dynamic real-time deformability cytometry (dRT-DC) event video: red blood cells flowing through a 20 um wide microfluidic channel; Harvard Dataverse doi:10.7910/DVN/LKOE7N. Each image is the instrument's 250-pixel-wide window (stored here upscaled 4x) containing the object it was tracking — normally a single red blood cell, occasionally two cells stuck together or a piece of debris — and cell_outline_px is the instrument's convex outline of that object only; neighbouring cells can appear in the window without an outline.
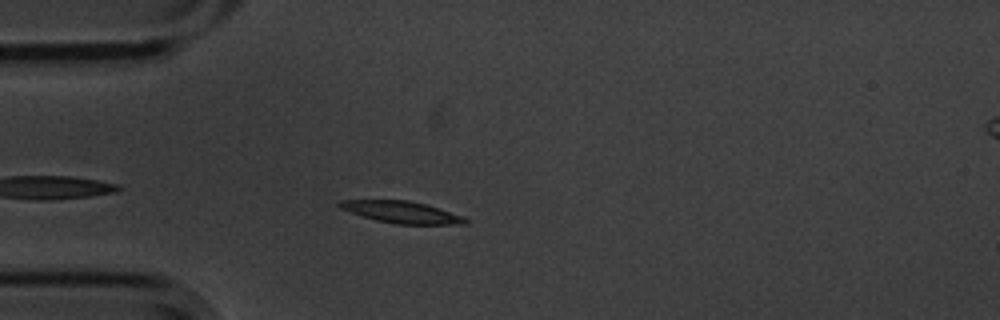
{"species": "common noctule bat (a hibernating species)", "species_latin": "Nyctalus noctula", "temperature_condition": "cold", "stored_images_in_passage": 36, "camera_frame_rate_fps": 3000, "um_per_image_px": 0.085, "animal": {"sex": "male", "body_mass_g": 20.1, "forearm_length_mm": 53.5}, "frame": {"image": 1, "passage_image": 5, "time_ms": 1.333, "image_size_px": [1000, 320], "cell_outline_px": [[468, 224], [396, 224], [376, 220], [360, 216], [340, 208], [336, 204], [340, 200], [408, 200], [424, 204], [460, 216], [468, 220]], "centroid_in_image_um": [34.05, 18.03], "position_along_channel_um": 51.0, "area_um2": 15.72}}
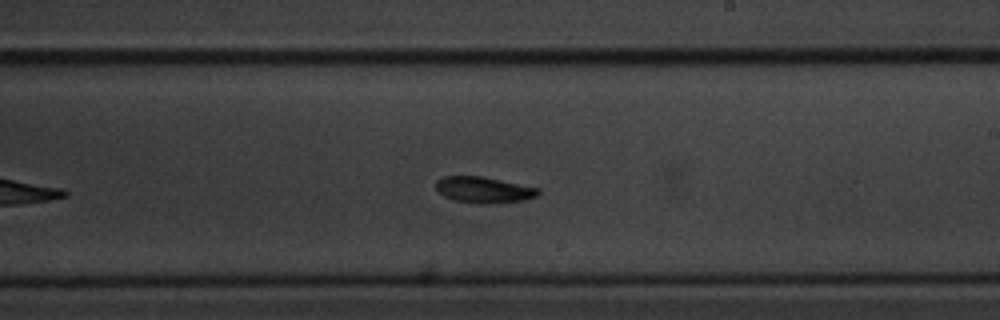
{"frame": {"image": 2, "passage_image": 23, "time_ms": 7.333, "image_size_px": [1000, 320], "cell_outline_px": [[540, 192], [536, 196], [524, 200], [488, 204], [480, 204], [452, 200], [444, 196], [436, 188], [436, 180], [444, 176], [480, 176], [540, 188]], "centroid_in_image_um": [41.11, 16.14], "position_along_channel_um": 247.9, "area_um2": 15.55}}
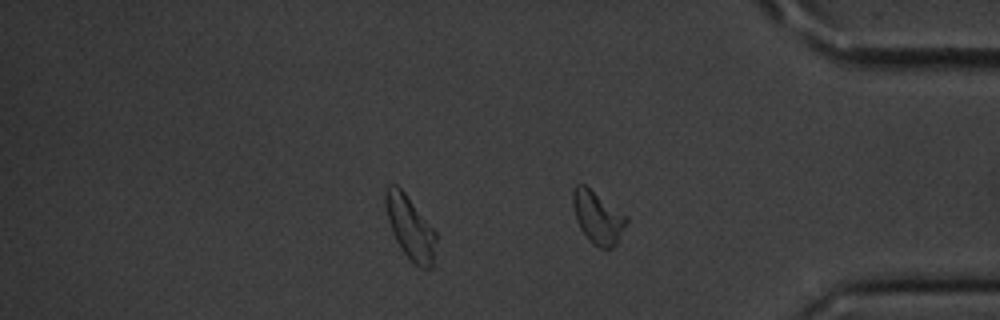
{"frame": {"image": 3, "passage_image": 36, "time_ms": 11.667, "image_size_px": [1000, 320], "cell_outline_px": [[628, 220], [616, 244], [612, 248], [600, 248], [592, 244], [588, 240], [580, 228], [576, 220], [572, 204], [572, 192], [576, 184], [584, 184], [628, 216]], "centroid_in_image_um": [50.79, 18.48], "position_along_channel_um": 384.4, "area_um2": 16.42}, "authors_computed_cell_mechanics": {"area_um2": 16.0395, "velocity_mm_per_s": 3.45, "shape_relaxation_time_tau1_ms": 3.5096, "shape_relaxation_time_tau2_ms": null, "deformation_change_tau1": 0.1358, "deformation_change_tau2": null}}